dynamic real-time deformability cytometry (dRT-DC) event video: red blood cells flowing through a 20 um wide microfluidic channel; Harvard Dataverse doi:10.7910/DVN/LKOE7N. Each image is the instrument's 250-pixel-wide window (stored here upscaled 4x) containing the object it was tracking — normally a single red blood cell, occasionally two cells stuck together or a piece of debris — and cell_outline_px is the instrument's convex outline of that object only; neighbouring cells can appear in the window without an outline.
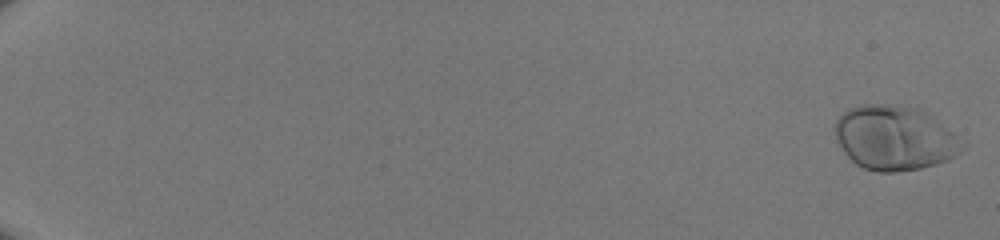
{"species": "human", "species_latin": "Homo sapiens", "temperature_condition": "room temperature", "stored_images_in_passage": 51, "camera_frame_rate_fps": 3000, "um_per_image_px": 0.085, "donor": {"sex": "male"}, "frame": {"image": 1, "passage_image": 1, "time_ms": 0.0, "image_size_px": [1000, 240], "cell_outline_px": [[968, 144], [964, 148], [948, 160], [936, 164], [920, 168], [896, 172], [876, 172], [864, 168], [856, 164], [840, 148], [836, 140], [836, 120], [848, 108], [860, 104], [900, 104], [920, 108], [928, 112]], "centroid_in_image_um": [76.07, 11.71], "position_along_channel_um": 8.9, "area_um2": 48.32}}
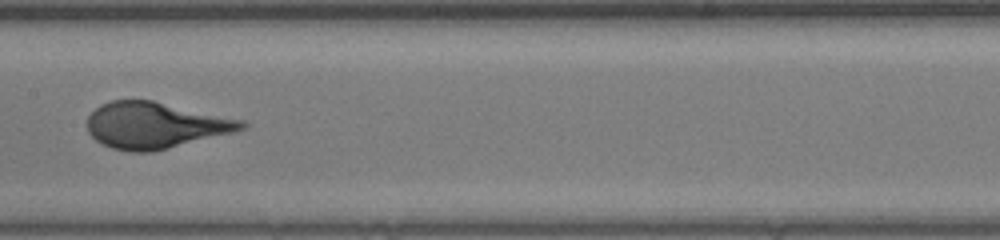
{"frame": {"image": 2, "passage_image": 30, "time_ms": 9.667, "image_size_px": [1000, 240], "cell_outline_px": [[248, 124], [244, 128], [232, 132], [152, 152], [132, 152], [112, 148], [96, 140], [88, 132], [88, 116], [100, 104], [112, 100], [152, 100], [244, 120]], "centroid_in_image_um": [13.17, 10.64], "position_along_channel_um": 194.2, "area_um2": 41.21}}
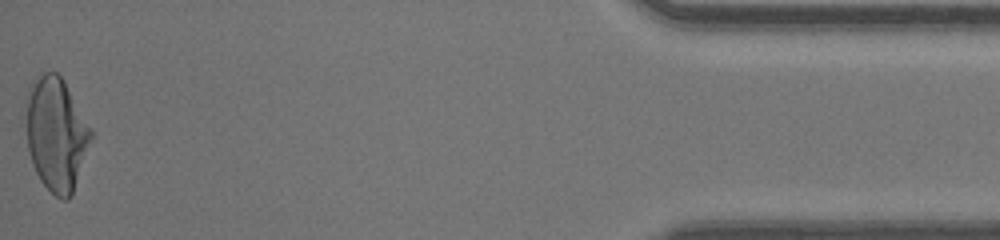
{"frame": {"image": 3, "passage_image": 51, "time_ms": 16.667, "image_size_px": [1000, 240], "cell_outline_px": [[92, 136], [72, 196], [68, 200], [64, 200], [56, 196], [40, 180], [32, 164], [28, 152], [20, 116], [24, 100], [32, 84], [40, 72], [56, 72], [60, 76], [92, 128]], "centroid_in_image_um": [4.69, 11.37], "position_along_channel_um": 430.5, "area_um2": 43.93}}